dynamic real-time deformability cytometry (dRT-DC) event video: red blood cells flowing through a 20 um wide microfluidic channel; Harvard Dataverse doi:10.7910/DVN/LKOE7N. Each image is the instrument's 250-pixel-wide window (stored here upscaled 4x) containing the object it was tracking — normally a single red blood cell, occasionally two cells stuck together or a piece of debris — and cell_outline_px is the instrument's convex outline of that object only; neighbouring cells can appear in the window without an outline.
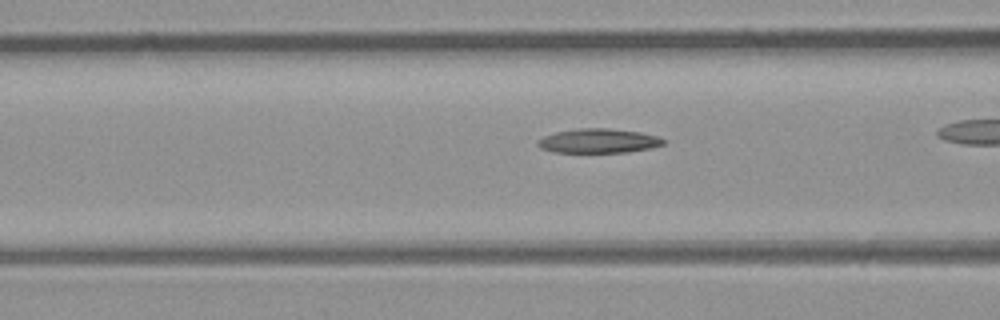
{"species": "common noctule bat (a hibernating species)", "species_latin": "Nyctalus noctula", "temperature_condition": "room temperature", "stored_images_in_passage": 27, "camera_frame_rate_fps": 3000, "um_per_image_px": 0.085, "animal": {"sex": "male", "body_mass_g": 23.1, "forearm_length_mm": 52.7}, "frame": {"image": 1, "passage_image": 8, "time_ms": 2.333, "image_size_px": [1000, 320], "cell_outline_px": [[668, 140], [664, 144], [652, 148], [628, 152], [552, 152], [540, 148], [536, 144], [536, 140], [544, 136], [556, 132], [576, 128], [608, 128], [640, 132], [656, 136]], "centroid_in_image_um": [50.87, 11.97], "position_along_channel_um": 115.7, "area_um2": 17.98}}